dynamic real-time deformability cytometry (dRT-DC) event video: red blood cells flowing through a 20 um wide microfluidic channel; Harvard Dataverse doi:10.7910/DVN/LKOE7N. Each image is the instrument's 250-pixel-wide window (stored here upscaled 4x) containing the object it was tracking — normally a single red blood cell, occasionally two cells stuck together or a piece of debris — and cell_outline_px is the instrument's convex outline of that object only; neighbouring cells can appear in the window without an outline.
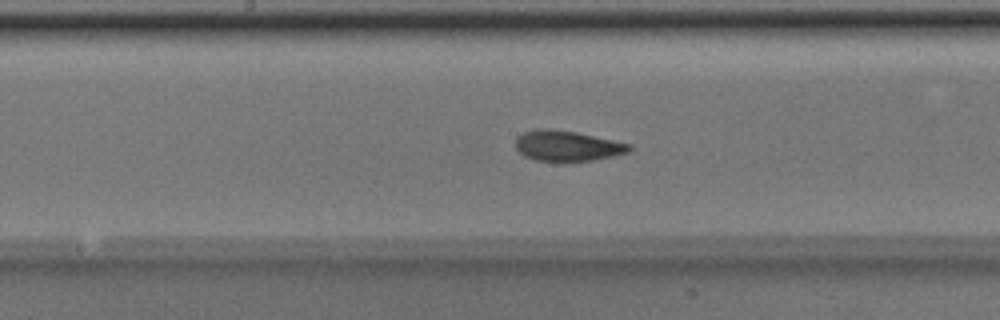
{"species": "Egyptian fruit bat (a non-hibernating species)", "species_latin": "Rousettus aegyptiacus", "temperature_condition": "room temperature", "stored_images_in_passage": 39, "camera_frame_rate_fps": 3000, "um_per_image_px": 0.085, "animal": {"sex": "male"}, "frame": {"image": 1, "passage_image": 15, "time_ms": 4.667, "image_size_px": [1000, 320], "cell_outline_px": [[632, 148], [628, 152], [612, 156], [592, 160], [536, 160], [524, 156], [516, 148], [516, 136], [524, 132], [536, 128], [548, 128], [576, 132], [632, 144]], "centroid_in_image_um": [48.2, 12.37], "position_along_channel_um": 200.0, "area_um2": 19.94}}
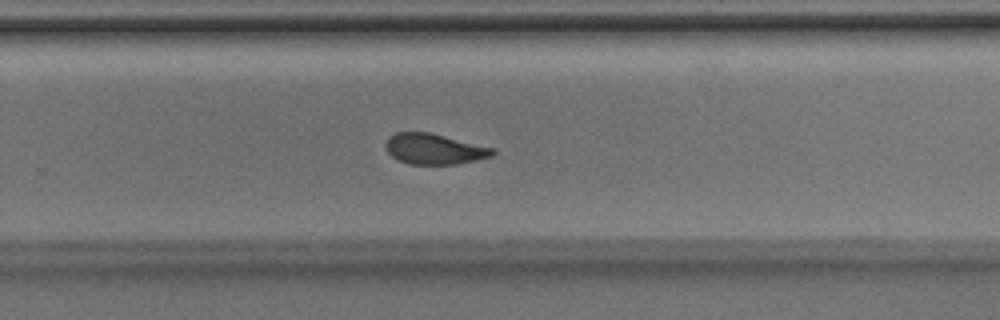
{"frame": {"image": 2, "passage_image": 22, "time_ms": 7.0, "image_size_px": [1000, 320], "cell_outline_px": [[496, 152], [492, 156], [476, 160], [456, 164], [408, 164], [392, 156], [388, 152], [384, 144], [388, 136], [396, 132], [428, 132], [496, 148]], "centroid_in_image_um": [36.92, 12.66], "position_along_channel_um": 292.9, "area_um2": 19.13}}
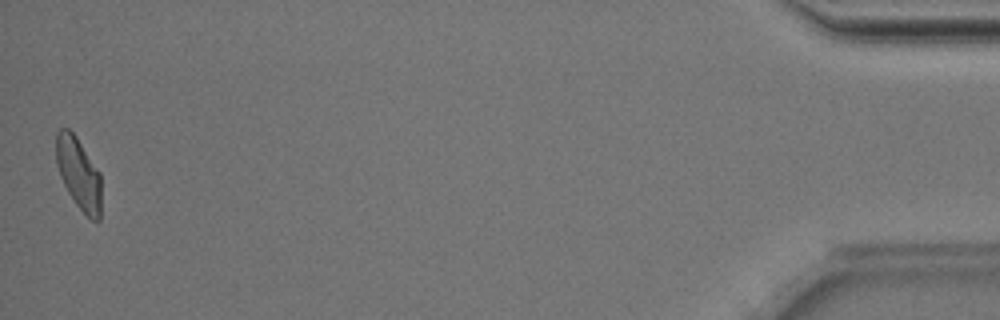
{"frame": {"image": 3, "passage_image": 39, "time_ms": 12.667, "image_size_px": [1000, 320], "cell_outline_px": [[100, 220], [92, 220], [76, 204], [68, 192], [60, 176], [56, 164], [56, 132], [60, 128], [68, 128], [76, 136], [100, 172]], "centroid_in_image_um": [6.67, 14.71], "position_along_channel_um": 428.5, "area_um2": 18.73}, "authors_computed_cell_mechanics": {"area_um2": 19.941, "velocity_mm_per_s": 4.0078, "shape_relaxation_time_tau1_ms": 3.8892, "shape_relaxation_time_tau2_ms": 1.3768, "deformation_change_tau1": 0.135, "deformation_change_tau2": 0.0715}}